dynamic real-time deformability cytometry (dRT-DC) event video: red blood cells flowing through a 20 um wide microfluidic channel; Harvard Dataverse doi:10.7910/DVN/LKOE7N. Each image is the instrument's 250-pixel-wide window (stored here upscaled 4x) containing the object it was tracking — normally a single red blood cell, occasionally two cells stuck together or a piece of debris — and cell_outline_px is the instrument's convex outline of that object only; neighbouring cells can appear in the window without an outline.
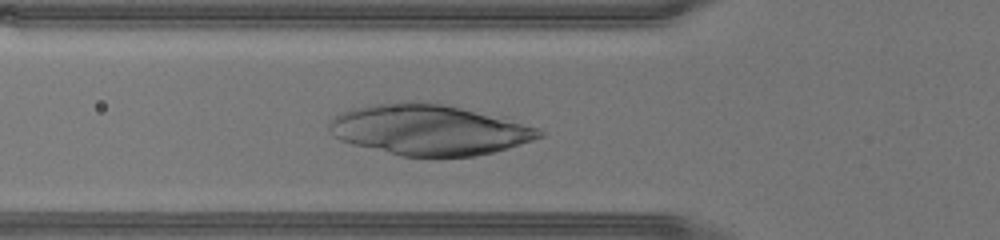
{"species": "human", "species_latin": "Homo sapiens", "temperature_condition": "warm", "stored_images_in_passage": 23, "camera_frame_rate_fps": 3000, "um_per_image_px": 0.085, "donor": {"sex": "male"}, "frame": {"image": 1, "passage_image": 2, "time_ms": 0.333, "image_size_px": [1000, 240], "cell_outline_px": [[548, 132], [544, 136], [508, 148], [476, 156], [400, 156], [352, 144], [340, 140], [332, 136], [328, 132], [328, 120], [332, 116], [340, 112], [352, 108], [388, 100], [436, 100], [504, 116], [540, 128]], "centroid_in_image_um": [36.48, 10.97], "position_along_channel_um": 89.3, "area_um2": 64.22}}
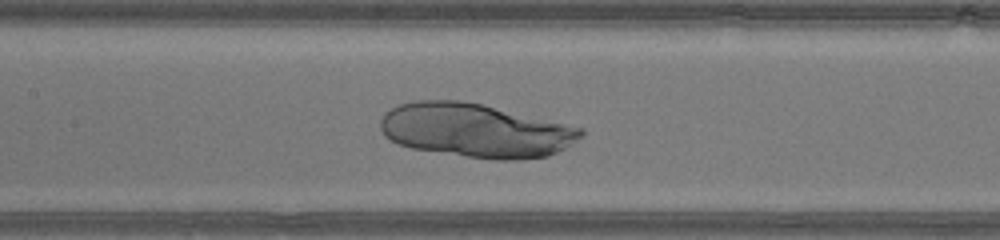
{"frame": {"image": 2, "passage_image": 7, "time_ms": 2.0, "image_size_px": [1000, 240], "cell_outline_px": [[584, 136], [572, 144], [548, 156], [520, 160], [496, 160], [412, 148], [400, 144], [384, 136], [380, 128], [380, 120], [392, 108], [400, 104], [416, 100], [460, 100], [484, 104], [584, 128]], "centroid_in_image_um": [40.47, 11.08], "position_along_channel_um": 166.9, "area_um2": 62.89}}
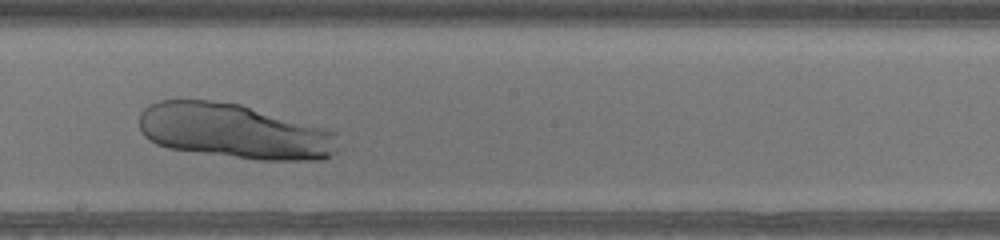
{"frame": {"image": 3, "passage_image": 11, "time_ms": 3.333, "image_size_px": [1000, 240], "cell_outline_px": [[340, 148], [332, 156], [324, 160], [256, 160], [168, 148], [156, 144], [144, 136], [140, 132], [140, 112], [144, 108], [160, 100], [212, 100], [240, 104], [324, 128], [336, 132]], "centroid_in_image_um": [19.93, 11.17], "position_along_channel_um": 228.3, "area_um2": 63.98}}